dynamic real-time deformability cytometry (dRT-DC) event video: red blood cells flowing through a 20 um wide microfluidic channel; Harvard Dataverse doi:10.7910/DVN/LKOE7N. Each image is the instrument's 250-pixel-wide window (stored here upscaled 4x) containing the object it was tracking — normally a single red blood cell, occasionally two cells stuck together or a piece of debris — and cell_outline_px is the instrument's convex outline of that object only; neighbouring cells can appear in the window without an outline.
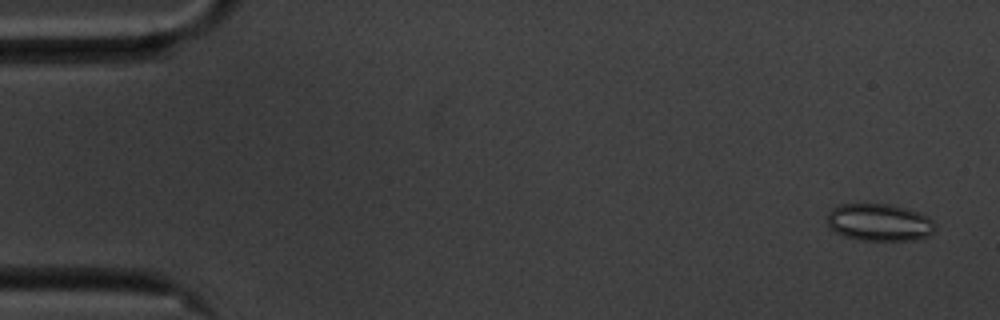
{"species": "common noctule bat (a hibernating species)", "species_latin": "Nyctalus noctula", "temperature_condition": "cold", "stored_images_in_passage": 8, "camera_frame_rate_fps": 3000, "um_per_image_px": 0.085, "animal": {"sex": "male", "body_mass_g": 20.1, "forearm_length_mm": 53.5}, "frame": {"image": 1, "passage_image": 1, "time_ms": 0.0, "image_size_px": [1000, 320], "cell_outline_px": [[936, 228], [928, 236], [916, 240], [860, 240], [844, 236], [828, 228], [828, 212], [832, 208], [840, 204], [888, 204], [904, 208], [928, 216], [936, 224]], "centroid_in_image_um": [74.73, 18.91], "position_along_channel_um": 10.3, "area_um2": 23.47}}